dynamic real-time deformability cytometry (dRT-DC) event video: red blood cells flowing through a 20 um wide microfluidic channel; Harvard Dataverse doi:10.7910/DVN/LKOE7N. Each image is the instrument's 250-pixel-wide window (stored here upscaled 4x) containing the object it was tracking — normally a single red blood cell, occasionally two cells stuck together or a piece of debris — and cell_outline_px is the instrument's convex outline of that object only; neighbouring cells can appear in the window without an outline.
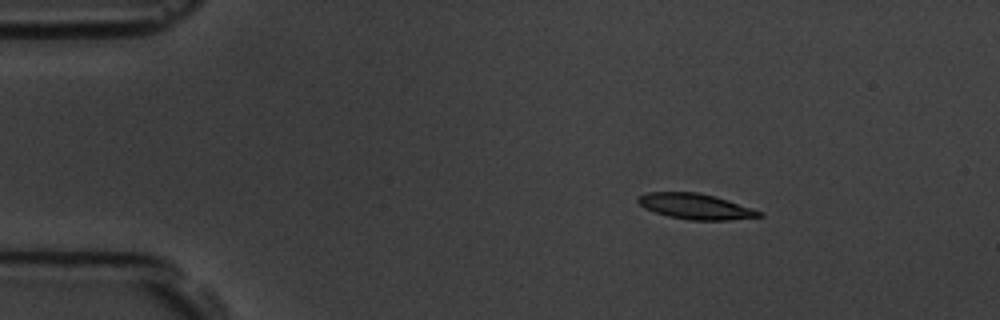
{"species": "common noctule bat (a hibernating species)", "species_latin": "Nyctalus noctula", "temperature_condition": "room temperature", "stored_images_in_passage": 4, "camera_frame_rate_fps": 3000, "um_per_image_px": 0.085, "animal": {"sex": "male", "body_mass_g": 19.5, "forearm_length_mm": 54.6}, "frame": {"image": 1, "passage_image": 2, "time_ms": 1.333, "image_size_px": [1000, 320], "cell_outline_px": [[764, 216], [728, 220], [688, 220], [668, 216], [644, 208], [636, 200], [636, 196], [648, 192], [696, 192], [716, 196], [764, 212]], "centroid_in_image_um": [59.12, 17.54], "position_along_channel_um": 25.9, "area_um2": 18.15}}